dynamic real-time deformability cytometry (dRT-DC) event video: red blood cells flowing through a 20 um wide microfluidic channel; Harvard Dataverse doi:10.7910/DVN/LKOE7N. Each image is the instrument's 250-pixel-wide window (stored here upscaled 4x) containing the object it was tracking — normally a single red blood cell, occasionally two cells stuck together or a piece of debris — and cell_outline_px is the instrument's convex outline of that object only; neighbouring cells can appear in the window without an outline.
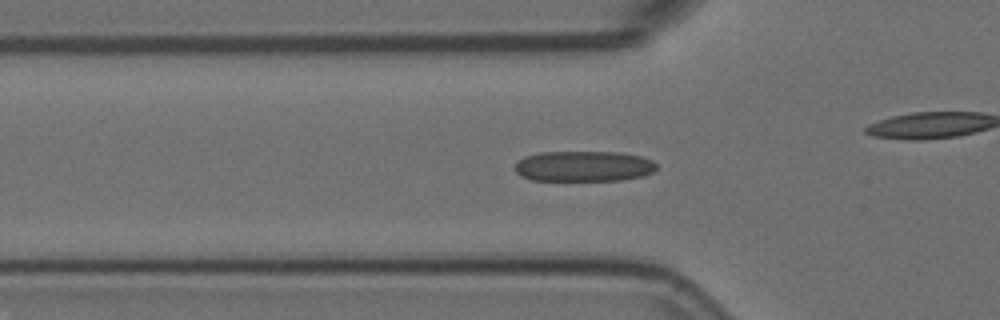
{"species": "Egyptian fruit bat (a non-hibernating species)", "species_latin": "Rousettus aegyptiacus", "temperature_condition": "room temperature", "stored_images_in_passage": 43, "camera_frame_rate_fps": 3000, "um_per_image_px": 0.085, "animal": {"sex": "female"}, "frame": {"image": 1, "passage_image": 5, "time_ms": 1.333, "image_size_px": [1000, 320], "cell_outline_px": [[656, 168], [652, 172], [644, 176], [620, 180], [532, 180], [520, 176], [516, 172], [516, 160], [524, 156], [540, 152], [620, 152], [640, 156], [652, 160], [656, 164]], "centroid_in_image_um": [49.59, 14.12], "position_along_channel_um": 76.2, "area_um2": 25.32}}
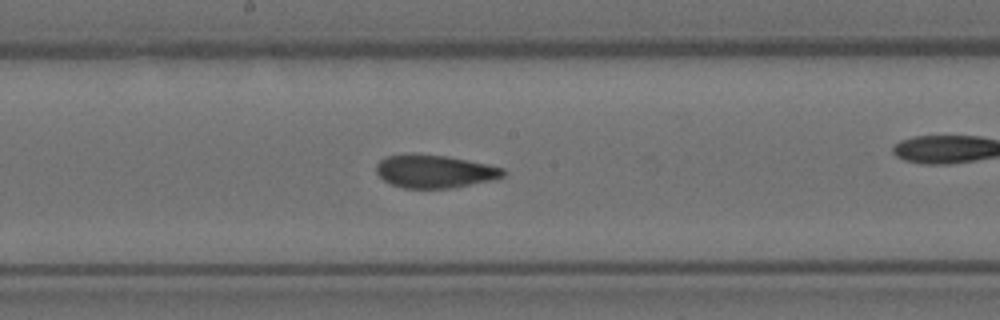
{"frame": {"image": 2, "passage_image": 16, "time_ms": 5.0, "image_size_px": [1000, 320], "cell_outline_px": [[508, 172], [504, 176], [496, 180], [448, 188], [404, 188], [392, 184], [384, 180], [376, 172], [376, 164], [380, 160], [388, 156], [444, 156], [488, 164], [504, 168]], "centroid_in_image_um": [37.02, 14.6], "position_along_channel_um": 211.2, "area_um2": 23.81}}
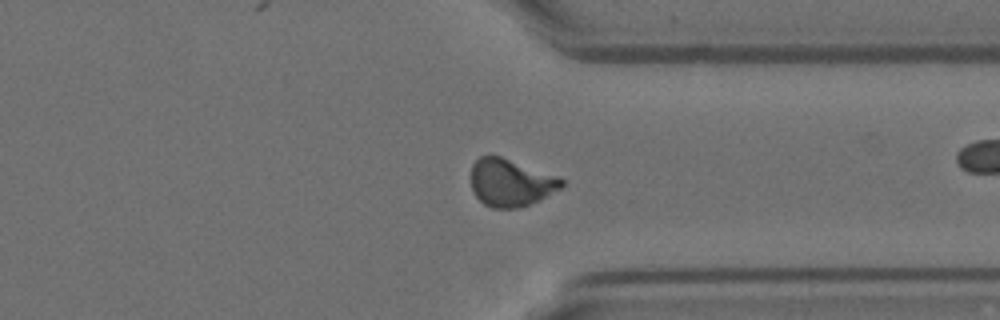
{"frame": {"image": 3, "passage_image": 29, "time_ms": 9.333, "image_size_px": [1000, 320], "cell_outline_px": [[564, 184], [560, 188], [528, 204], [516, 208], [492, 208], [484, 204], [472, 192], [472, 164], [480, 156], [500, 156], [560, 176], [564, 180]], "centroid_in_image_um": [43.4, 15.51], "position_along_channel_um": 368.0, "area_um2": 24.8}, "authors_computed_cell_mechanics": {"area_um2": 24.6806, "velocity_mm_per_s": 3.6598, "shape_relaxation_time_tau1_ms": null, "shape_relaxation_time_tau2_ms": 1.1736, "deformation_change_tau1": null, "deformation_change_tau2": 0.0784}}